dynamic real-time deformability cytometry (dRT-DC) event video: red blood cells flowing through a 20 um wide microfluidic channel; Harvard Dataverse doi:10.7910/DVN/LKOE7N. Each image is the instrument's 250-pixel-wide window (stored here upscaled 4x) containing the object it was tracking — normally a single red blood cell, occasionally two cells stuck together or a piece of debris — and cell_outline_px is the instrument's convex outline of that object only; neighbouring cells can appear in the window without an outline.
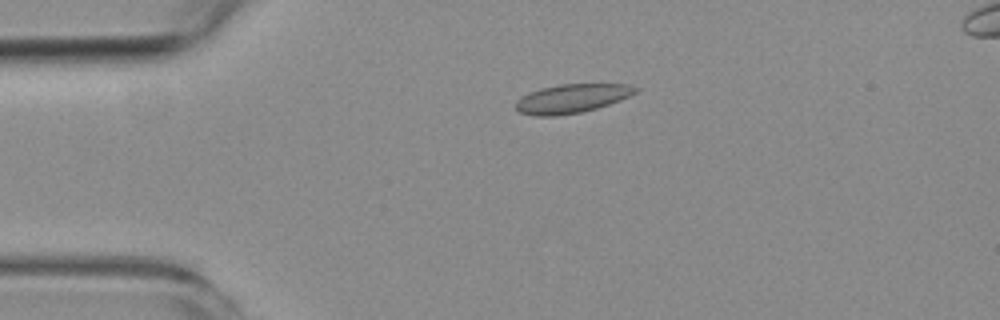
{"species": "common noctule bat (a hibernating species)", "species_latin": "Nyctalus noctula", "temperature_condition": "room temperature", "stored_images_in_passage": 5, "camera_frame_rate_fps": 3000, "um_per_image_px": 0.085, "animal": {"sex": "female", "body_mass_g": 19.3, "forearm_length_mm": 54.1}, "frame": {"image": 1, "passage_image": 3, "time_ms": 2.333, "image_size_px": [1000, 320], "cell_outline_px": [[640, 88], [636, 92], [620, 100], [596, 108], [580, 112], [556, 116], [536, 116], [520, 112], [516, 108], [516, 100], [540, 88], [560, 84], [628, 84]], "centroid_in_image_um": [48.62, 8.37], "position_along_channel_um": 36.4, "area_um2": 19.88}}